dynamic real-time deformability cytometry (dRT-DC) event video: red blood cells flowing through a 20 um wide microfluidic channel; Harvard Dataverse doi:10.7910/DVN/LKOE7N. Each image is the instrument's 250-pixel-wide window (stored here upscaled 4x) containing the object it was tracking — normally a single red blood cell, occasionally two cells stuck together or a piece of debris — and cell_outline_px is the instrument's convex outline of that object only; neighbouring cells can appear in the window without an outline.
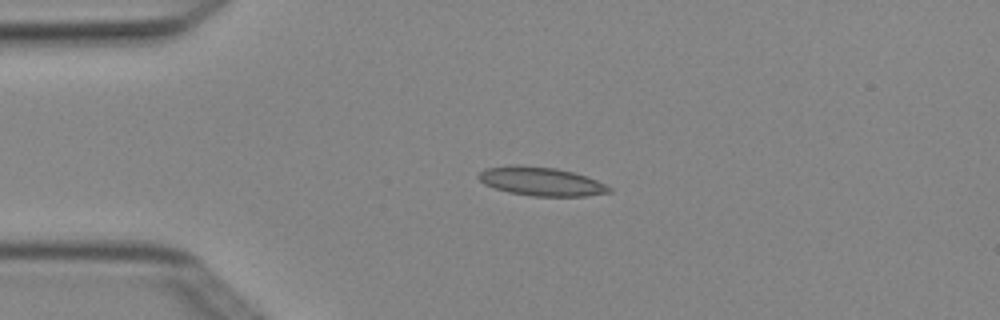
{"species": "Egyptian fruit bat (a non-hibernating species)", "species_latin": "Rousettus aegyptiacus", "temperature_condition": "cold", "stored_images_in_passage": 3, "camera_frame_rate_fps": 3000, "um_per_image_px": 0.085, "animal": {"sex": "female"}, "frame": {"image": 1, "passage_image": 2, "time_ms": 0.333, "image_size_px": [1000, 320], "cell_outline_px": [[612, 192], [584, 196], [532, 196], [508, 192], [484, 184], [476, 176], [484, 168], [512, 164], [520, 164], [556, 168], [572, 172], [596, 180], [612, 188]], "centroid_in_image_um": [45.95, 15.41], "position_along_channel_um": 39.1, "area_um2": 21.91}}